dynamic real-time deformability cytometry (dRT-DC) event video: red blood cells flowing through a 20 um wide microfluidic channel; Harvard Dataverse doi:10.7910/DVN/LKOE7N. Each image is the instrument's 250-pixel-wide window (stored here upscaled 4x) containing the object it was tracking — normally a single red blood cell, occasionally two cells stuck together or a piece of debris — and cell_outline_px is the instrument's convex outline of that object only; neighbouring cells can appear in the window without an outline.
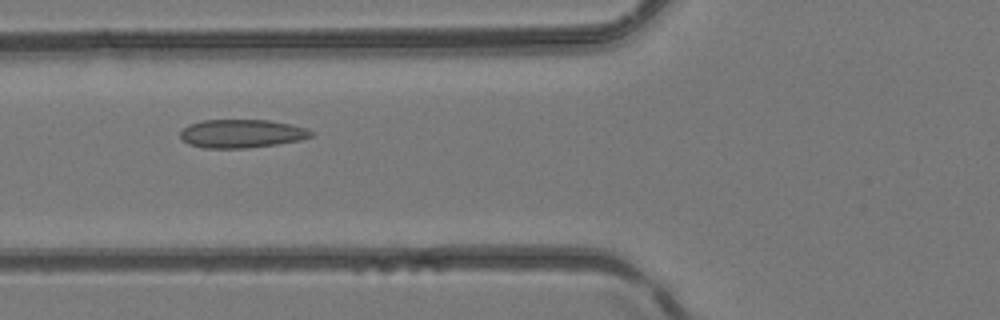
{"species": "common noctule bat (a hibernating species)", "species_latin": "Nyctalus noctula", "temperature_condition": "room temperature", "stored_images_in_passage": 4, "camera_frame_rate_fps": 3000, "um_per_image_px": 0.085, "animal": {"sex": "female", "body_mass_g": 24.6, "forearm_length_mm": 56.2}, "frame": {"image": 1, "passage_image": 4, "time_ms": 1.0, "image_size_px": [1000, 320], "cell_outline_px": [[312, 136], [300, 140], [276, 144], [244, 148], [204, 148], [188, 144], [180, 136], [180, 132], [188, 124], [204, 120], [268, 120], [288, 124], [304, 128], [312, 132]], "centroid_in_image_um": [20.49, 11.36], "position_along_channel_um": 105.3, "area_um2": 21.39}}